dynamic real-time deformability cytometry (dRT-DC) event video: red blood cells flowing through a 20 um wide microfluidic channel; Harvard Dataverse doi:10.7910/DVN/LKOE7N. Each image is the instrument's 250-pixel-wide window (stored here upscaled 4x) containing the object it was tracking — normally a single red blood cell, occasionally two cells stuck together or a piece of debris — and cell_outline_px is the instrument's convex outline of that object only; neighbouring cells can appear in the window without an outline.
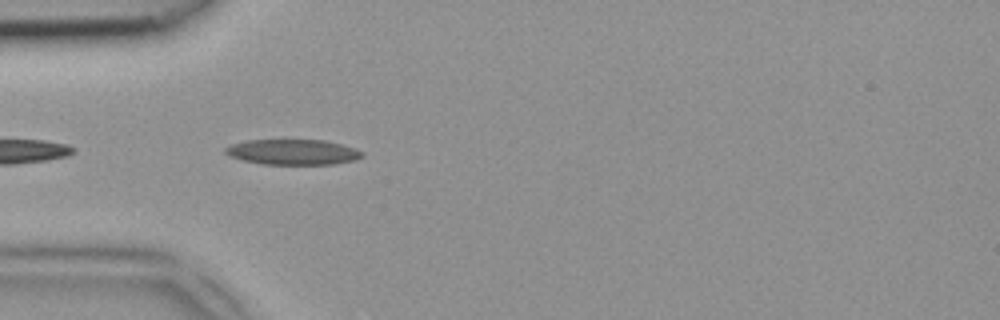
{"species": "common noctule bat (a hibernating species)", "species_latin": "Nyctalus noctula", "temperature_condition": "room temperature", "stored_images_in_passage": 6, "camera_frame_rate_fps": 3000, "um_per_image_px": 0.085, "animal": {"sex": "female", "body_mass_g": 18.4}, "frame": {"image": 1, "passage_image": 2, "time_ms": 0.333, "image_size_px": [1000, 320], "cell_outline_px": [[364, 156], [356, 160], [332, 164], [260, 164], [244, 160], [232, 156], [224, 152], [224, 148], [232, 144], [248, 140], [324, 140], [356, 148], [364, 152]], "centroid_in_image_um": [24.93, 12.92], "position_along_channel_um": 60.1, "area_um2": 20.17}}